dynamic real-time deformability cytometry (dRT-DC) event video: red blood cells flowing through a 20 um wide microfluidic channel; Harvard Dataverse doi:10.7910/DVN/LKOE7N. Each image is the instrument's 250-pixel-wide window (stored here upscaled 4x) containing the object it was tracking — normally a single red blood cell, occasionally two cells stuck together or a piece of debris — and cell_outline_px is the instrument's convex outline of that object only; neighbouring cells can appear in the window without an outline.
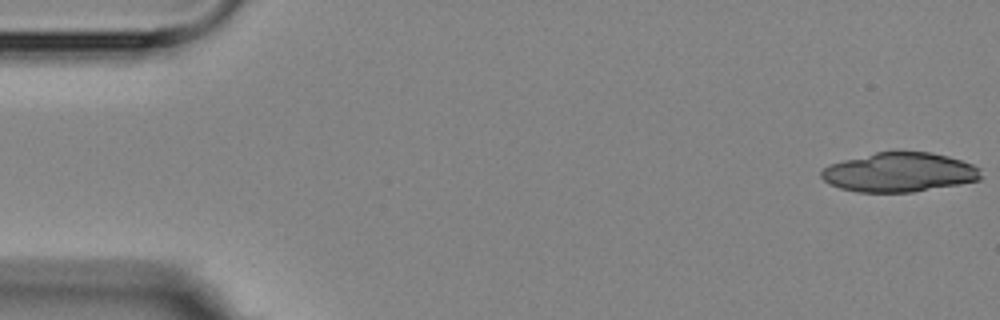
{"species": "Egyptian fruit bat (a non-hibernating species)", "species_latin": "Rousettus aegyptiacus", "temperature_condition": "room temperature", "stored_images_in_passage": 4, "camera_frame_rate_fps": 3000, "um_per_image_px": 0.085, "animal": {"sex": "female"}, "frame": {"image": 1, "passage_image": 1, "time_ms": 0.0, "image_size_px": [1000, 320], "cell_outline_px": [[980, 180], [960, 184], [912, 192], [856, 192], [840, 188], [828, 184], [820, 176], [820, 172], [828, 164], [876, 152], [896, 148], [932, 152], [948, 156], [972, 164], [980, 168]], "centroid_in_image_um": [76.43, 14.61], "position_along_channel_um": 8.6, "area_um2": 37.34}}